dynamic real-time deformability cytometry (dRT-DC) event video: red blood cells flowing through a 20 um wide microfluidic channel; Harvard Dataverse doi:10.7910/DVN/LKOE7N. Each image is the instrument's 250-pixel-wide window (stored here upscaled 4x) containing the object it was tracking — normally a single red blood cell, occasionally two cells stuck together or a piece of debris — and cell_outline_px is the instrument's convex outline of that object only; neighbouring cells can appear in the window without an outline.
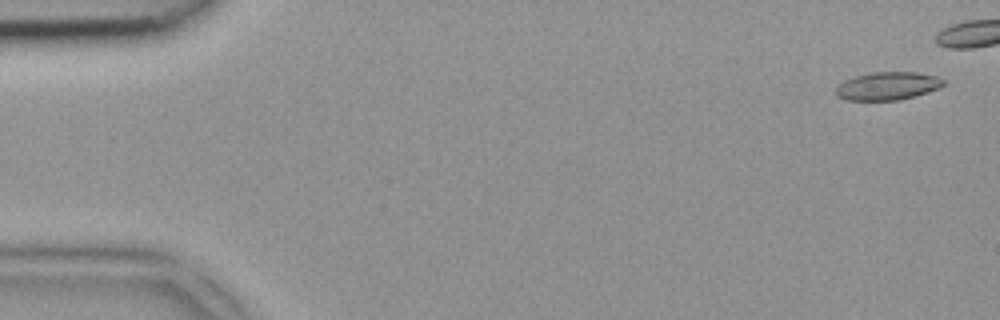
{"species": "common noctule bat (a hibernating species)", "species_latin": "Nyctalus noctula", "temperature_condition": "room temperature", "stored_images_in_passage": 5, "camera_frame_rate_fps": 3000, "um_per_image_px": 0.085, "animal": {"sex": "female", "body_mass_g": 18.4}, "frame": {"image": 1, "passage_image": 1, "time_ms": 0.0, "image_size_px": [1000, 320], "cell_outline_px": [[944, 84], [940, 88], [928, 92], [900, 100], [844, 100], [836, 96], [836, 88], [844, 80], [856, 76], [872, 72], [916, 72], [936, 76], [944, 80]], "centroid_in_image_um": [75.44, 7.31], "position_along_channel_um": 9.6, "area_um2": 17.57}}
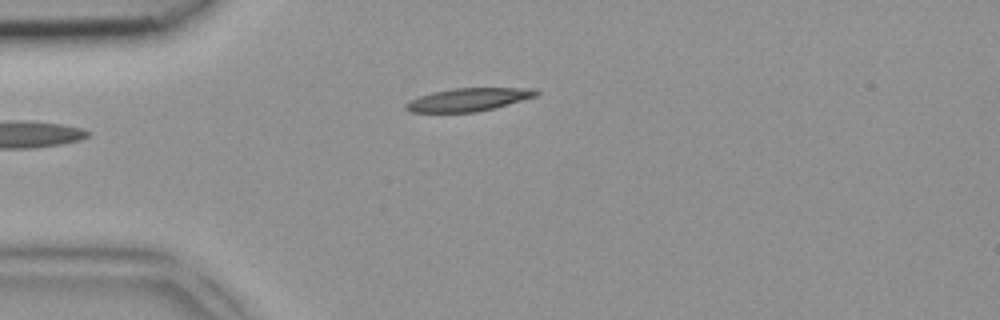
{"frame": {"image": 2, "passage_image": 5, "time_ms": 1.333, "image_size_px": [1000, 320], "cell_outline_px": [[540, 92], [536, 96], [508, 104], [476, 112], [408, 112], [404, 108], [404, 104], [408, 100], [432, 92], [452, 88], [536, 88]], "centroid_in_image_um": [39.77, 8.46], "position_along_channel_um": 45.2, "area_um2": 17.51}}